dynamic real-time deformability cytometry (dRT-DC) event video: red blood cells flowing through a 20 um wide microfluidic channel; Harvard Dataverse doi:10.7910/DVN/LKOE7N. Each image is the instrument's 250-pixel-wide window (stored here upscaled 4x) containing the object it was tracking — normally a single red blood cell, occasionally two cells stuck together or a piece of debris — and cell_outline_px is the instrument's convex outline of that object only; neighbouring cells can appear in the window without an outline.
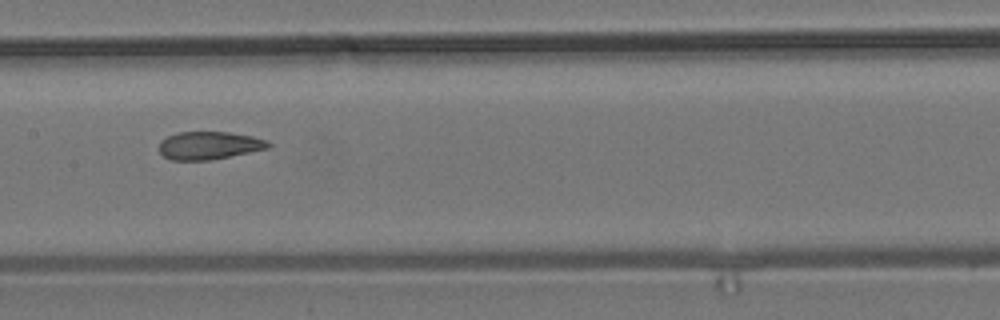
{"species": "common noctule bat (a hibernating species)", "species_latin": "Nyctalus noctula", "temperature_condition": "room temperature", "stored_images_in_passage": 12, "camera_frame_rate_fps": 3000, "um_per_image_px": 0.085, "animal": {"sex": "male", "body_mass_g": 19.2, "forearm_length_mm": 51.8}, "frame": {"image": 1, "passage_image": 6, "time_ms": 8.0, "image_size_px": [1000, 320], "cell_outline_px": [[272, 144], [268, 148], [208, 160], [172, 160], [164, 156], [160, 152], [160, 140], [176, 132], [228, 132], [252, 136], [268, 140]], "centroid_in_image_um": [17.76, 12.35], "position_along_channel_um": 189.6, "area_um2": 17.57}}
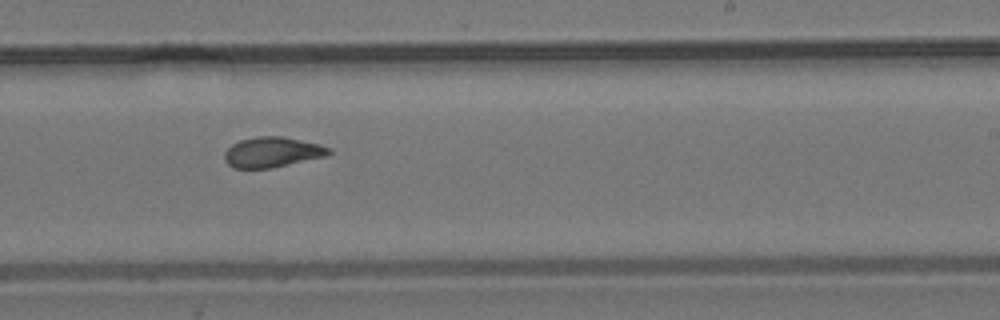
{"frame": {"image": 2, "passage_image": 8, "time_ms": 10.0, "image_size_px": [1000, 320], "cell_outline_px": [[332, 152], [328, 156], [272, 168], [232, 168], [224, 160], [224, 152], [232, 144], [240, 140], [256, 136], [284, 136], [320, 144], [332, 148]], "centroid_in_image_um": [23.17, 12.93], "position_along_channel_um": 265.8, "area_um2": 18.73}}
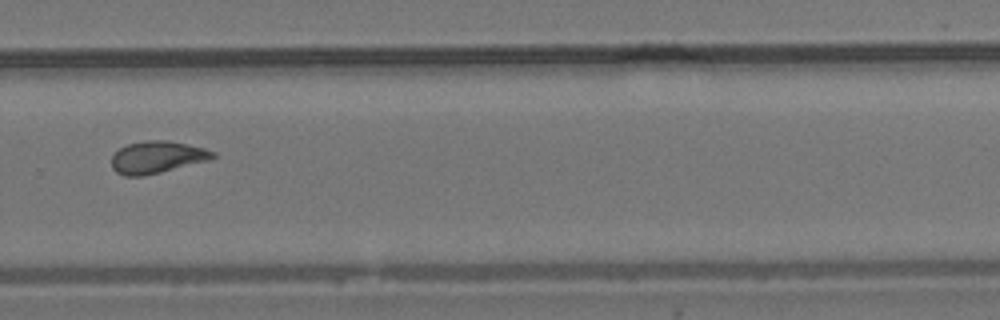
{"frame": {"image": 3, "passage_image": 9, "time_ms": 11.333, "image_size_px": [1000, 320], "cell_outline_px": [[216, 156], [208, 160], [144, 176], [124, 176], [116, 172], [112, 168], [112, 156], [120, 148], [128, 144], [144, 140], [168, 140], [204, 148], [216, 152]], "centroid_in_image_um": [13.33, 13.36], "position_along_channel_um": 316.5, "area_um2": 18.84}}